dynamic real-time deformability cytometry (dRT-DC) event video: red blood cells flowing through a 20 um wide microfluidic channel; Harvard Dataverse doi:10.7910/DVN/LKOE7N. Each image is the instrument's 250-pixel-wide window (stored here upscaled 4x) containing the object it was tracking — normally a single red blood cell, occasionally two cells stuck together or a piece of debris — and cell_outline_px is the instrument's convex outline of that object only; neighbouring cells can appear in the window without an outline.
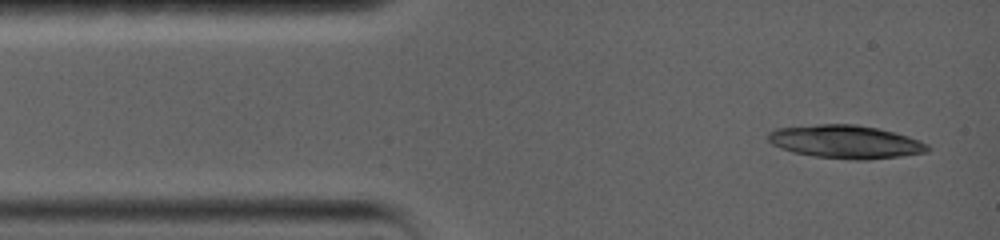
{"species": "common noctule bat (a hibernating species)", "species_latin": "Nyctalus noctula", "temperature_condition": "warm", "stored_images_in_passage": 2, "camera_frame_rate_fps": 5000, "um_per_image_px": 0.085, "animal": {"sex": "female", "body_mass_g": 19.0, "forearm_length_mm": 56.7}, "frame": {"image": 1, "passage_image": 1, "time_ms": 0.0, "image_size_px": [1000, 240], "cell_outline_px": [[932, 148], [928, 152], [904, 156], [868, 160], [856, 160], [816, 156], [792, 152], [780, 148], [772, 144], [768, 140], [768, 132], [776, 128], [820, 124], [856, 124], [880, 128], [908, 136], [920, 140], [928, 144]], "centroid_in_image_um": [71.92, 12.05], "position_along_channel_um": 13.1, "area_um2": 31.15}}